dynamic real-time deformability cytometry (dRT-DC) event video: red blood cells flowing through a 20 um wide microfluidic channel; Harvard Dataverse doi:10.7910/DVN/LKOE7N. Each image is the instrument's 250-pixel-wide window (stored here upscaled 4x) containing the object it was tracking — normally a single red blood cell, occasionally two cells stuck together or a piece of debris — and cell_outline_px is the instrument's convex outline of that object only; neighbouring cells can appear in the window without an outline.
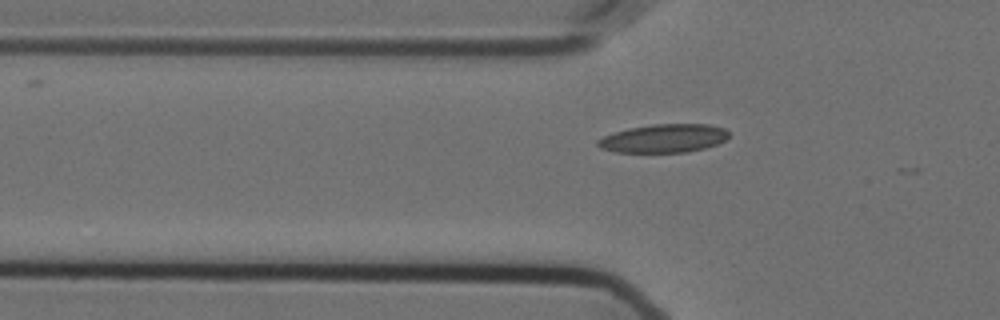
{"species": "Egyptian fruit bat (a non-hibernating species)", "species_latin": "Rousettus aegyptiacus", "temperature_condition": "cold", "stored_images_in_passage": 30, "camera_frame_rate_fps": 3000, "um_per_image_px": 0.085, "animal": {"sex": "female"}, "frame": {"image": 1, "passage_image": 7, "time_ms": 2.0, "image_size_px": [1000, 320], "cell_outline_px": [[728, 136], [724, 140], [716, 144], [704, 148], [688, 152], [616, 152], [600, 148], [596, 144], [596, 140], [604, 136], [628, 128], [652, 124], [708, 124], [724, 128], [728, 132]], "centroid_in_image_um": [56.4, 11.76], "position_along_channel_um": 69.4, "area_um2": 21.62}}
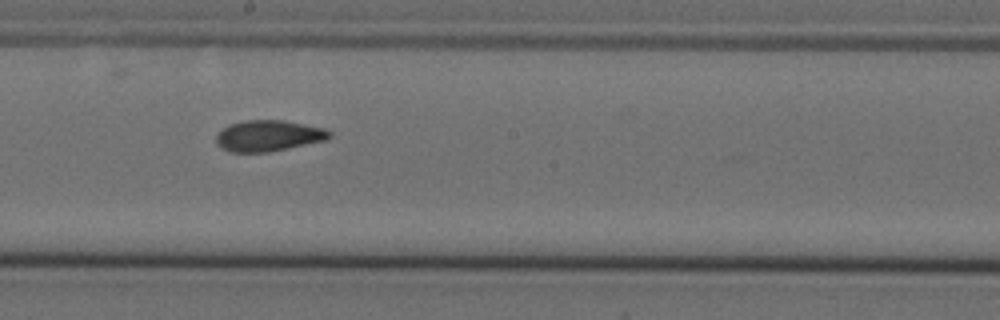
{"frame": {"image": 2, "passage_image": 20, "time_ms": 6.333, "image_size_px": [1000, 320], "cell_outline_px": [[332, 136], [328, 140], [268, 152], [232, 152], [220, 148], [216, 144], [216, 136], [228, 124], [244, 120], [284, 120], [324, 128], [332, 132]], "centroid_in_image_um": [22.83, 11.54], "position_along_channel_um": 225.4, "area_um2": 20.63}}
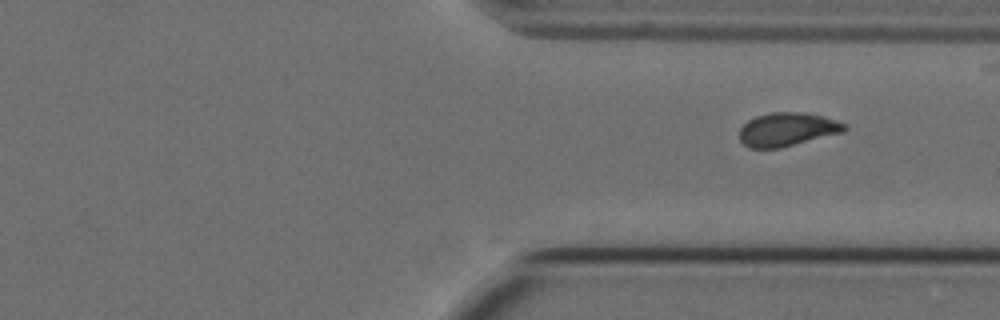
{"frame": {"image": 3, "passage_image": 30, "time_ms": 9.667, "image_size_px": [1000, 320], "cell_outline_px": [[848, 128], [844, 132], [780, 148], [748, 148], [740, 140], [740, 128], [748, 120], [756, 116], [772, 112], [800, 112], [820, 116], [844, 124]], "centroid_in_image_um": [66.88, 11.01], "position_along_channel_um": 344.5, "area_um2": 20.29}}